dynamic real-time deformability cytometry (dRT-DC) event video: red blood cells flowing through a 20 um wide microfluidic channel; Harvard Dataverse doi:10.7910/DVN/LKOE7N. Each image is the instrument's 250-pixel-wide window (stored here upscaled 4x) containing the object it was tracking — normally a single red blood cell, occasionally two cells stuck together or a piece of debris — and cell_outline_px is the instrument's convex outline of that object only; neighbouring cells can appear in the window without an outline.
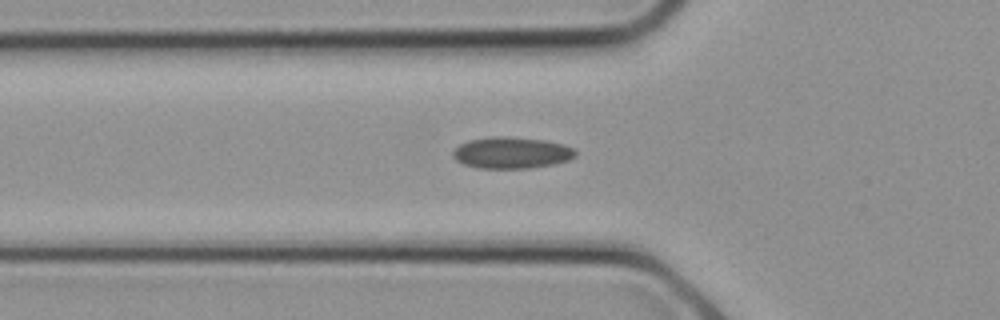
{"species": "common noctule bat (a hibernating species)", "species_latin": "Nyctalus noctula", "temperature_condition": "cold", "stored_images_in_passage": 19, "camera_frame_rate_fps": 3000, "um_per_image_px": 0.085, "animal": {"sex": "female", "body_mass_g": 21.9}, "frame": {"image": 1, "passage_image": 9, "time_ms": 2.667, "image_size_px": [1000, 320], "cell_outline_px": [[576, 156], [568, 160], [552, 164], [528, 168], [476, 168], [464, 164], [456, 160], [452, 156], [452, 152], [460, 144], [468, 140], [492, 136], [508, 136], [544, 140], [564, 144], [576, 148]], "centroid_in_image_um": [43.48, 12.97], "position_along_channel_um": 82.3, "area_um2": 22.6}}
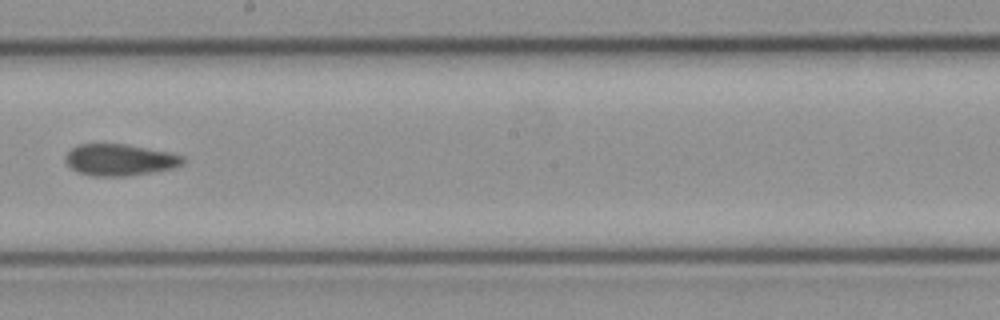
{"frame": {"image": 2, "passage_image": 15, "time_ms": 4.667, "image_size_px": [1000, 320], "cell_outline_px": [[184, 164], [176, 168], [152, 172], [124, 176], [92, 176], [76, 172], [64, 160], [64, 156], [72, 148], [80, 144], [128, 144], [172, 152], [184, 156]], "centroid_in_image_um": [10.22, 13.58], "position_along_channel_um": 238.0, "area_um2": 21.91}}
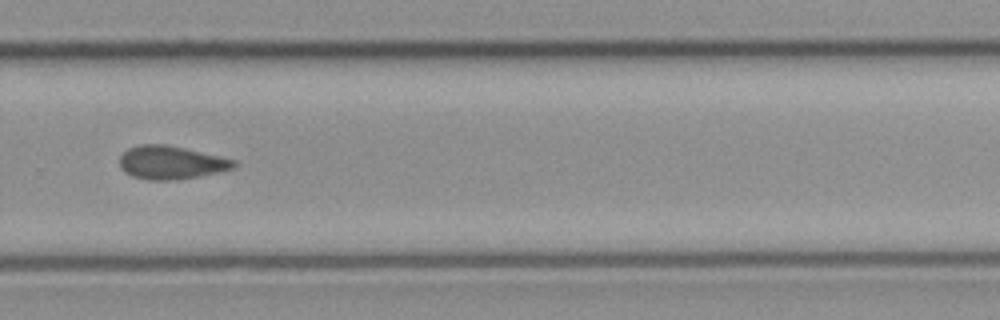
{"frame": {"image": 3, "passage_image": 18, "time_ms": 5.667, "image_size_px": [1000, 320], "cell_outline_px": [[236, 168], [220, 172], [200, 176], [176, 180], [148, 180], [132, 176], [124, 172], [120, 168], [120, 156], [128, 148], [140, 144], [164, 144], [184, 148], [220, 156], [236, 160]], "centroid_in_image_um": [14.55, 13.82], "position_along_channel_um": 315.3, "area_um2": 22.31}}